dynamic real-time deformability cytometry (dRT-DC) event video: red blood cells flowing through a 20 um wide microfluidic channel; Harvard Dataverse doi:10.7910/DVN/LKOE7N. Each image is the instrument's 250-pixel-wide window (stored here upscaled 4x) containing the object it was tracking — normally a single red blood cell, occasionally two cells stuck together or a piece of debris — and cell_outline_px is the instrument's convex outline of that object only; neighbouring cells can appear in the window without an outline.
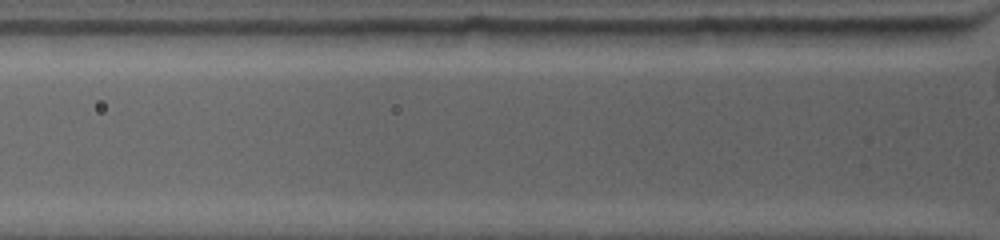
{"species": "common noctule bat (a hibernating species)", "species_latin": "Nyctalus noctula", "temperature_condition": "warm", "stored_images_in_passage": 3, "segment_of_instrument_passage": [2, 2], "camera_frame_rate_fps": 4500, "um_per_image_px": 0.085, "animal": {"sex": "female", "body_mass_g": 19.0, "forearm_length_mm": 53.3}, "frame": {"image": 1, "passage_image": 3, "time_ms": 0.889, "image_size_px": [1000, 240], "cell_outline_px": [[944, 44], [928, 48], [864, 44], [820, 28], [944, 28]], "centroid_in_image_um": [75.99, 3.09], "position_along_channel_um": 49.8, "area_um2": 12.95}}